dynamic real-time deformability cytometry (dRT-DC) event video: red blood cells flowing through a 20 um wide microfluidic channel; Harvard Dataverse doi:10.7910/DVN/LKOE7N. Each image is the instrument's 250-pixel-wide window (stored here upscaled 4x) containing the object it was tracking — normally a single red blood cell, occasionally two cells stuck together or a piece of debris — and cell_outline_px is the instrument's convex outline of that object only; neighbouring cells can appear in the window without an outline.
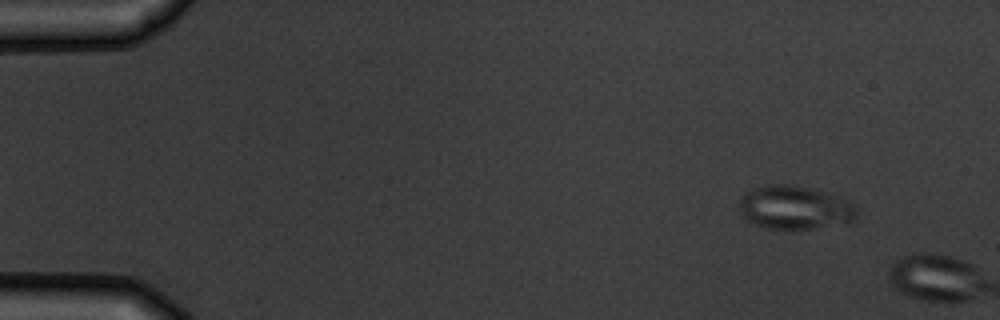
{"species": "common noctule bat (a hibernating species)", "species_latin": "Nyctalus noctula", "temperature_condition": "warm", "stored_images_in_passage": 2, "camera_frame_rate_fps": 3000, "um_per_image_px": 0.085, "animal": {"sex": "male", "body_mass_g": 19.5, "forearm_length_mm": 54.6}, "frame": {"image": 1, "passage_image": 1, "time_ms": 0.0, "image_size_px": [1000, 320], "cell_outline_px": [[856, 220], [848, 224], [812, 228], [768, 228], [756, 224], [748, 220], [744, 216], [740, 208], [740, 200], [744, 192], [752, 188], [768, 184], [788, 184], [808, 188], [840, 196], [856, 204]], "centroid_in_image_um": [67.61, 17.63], "position_along_channel_um": 17.4, "area_um2": 29.82}}